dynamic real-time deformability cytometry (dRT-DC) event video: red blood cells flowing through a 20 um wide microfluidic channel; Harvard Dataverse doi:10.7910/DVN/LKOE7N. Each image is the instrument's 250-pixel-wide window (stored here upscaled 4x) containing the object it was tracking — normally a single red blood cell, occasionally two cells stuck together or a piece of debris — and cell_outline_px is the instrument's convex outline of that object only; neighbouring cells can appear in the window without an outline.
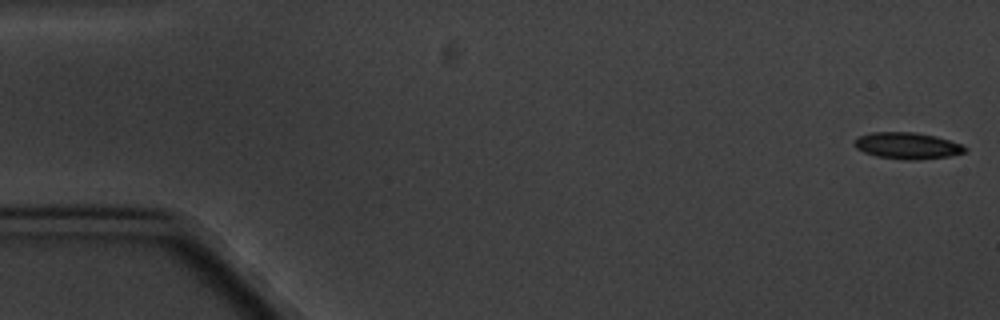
{"species": "common noctule bat (a hibernating species)", "species_latin": "Nyctalus noctula", "temperature_condition": "cold", "stored_images_in_passage": 4, "camera_frame_rate_fps": 3000, "um_per_image_px": 0.085, "animal": {"sex": "male", "body_mass_g": 20.1, "forearm_length_mm": 53.5}, "frame": {"image": 1, "passage_image": 1, "time_ms": 0.0, "image_size_px": [1000, 320], "cell_outline_px": [[968, 152], [948, 156], [920, 160], [904, 160], [876, 156], [864, 152], [856, 148], [856, 140], [860, 136], [872, 132], [916, 132], [936, 136], [960, 144], [968, 148]], "centroid_in_image_um": [77.17, 12.39], "position_along_channel_um": 7.8, "area_um2": 17.05}}